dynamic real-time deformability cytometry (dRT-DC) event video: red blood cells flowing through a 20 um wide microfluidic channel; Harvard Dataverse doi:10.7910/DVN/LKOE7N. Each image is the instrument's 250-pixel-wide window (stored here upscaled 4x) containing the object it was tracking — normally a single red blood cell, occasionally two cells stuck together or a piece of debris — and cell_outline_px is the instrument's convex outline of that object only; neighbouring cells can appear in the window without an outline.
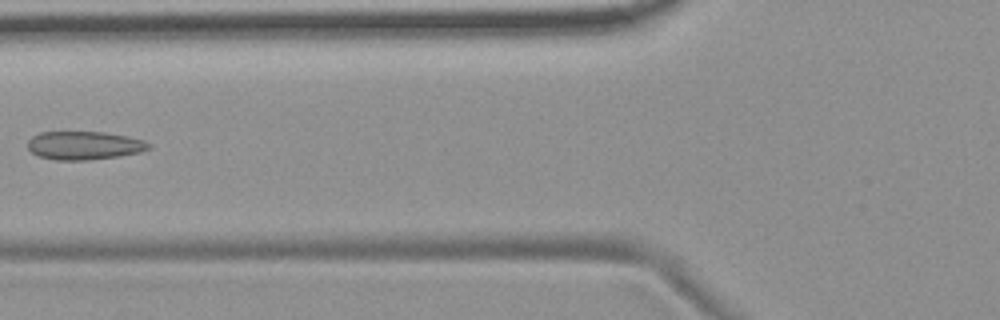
{"species": "common noctule bat (a hibernating species)", "species_latin": "Nyctalus noctula", "temperature_condition": "room temperature", "stored_images_in_passage": 6, "camera_frame_rate_fps": 3000, "um_per_image_px": 0.085, "animal": {"sex": "female", "body_mass_g": 19.9}, "frame": {"image": 1, "passage_image": 6, "time_ms": 6.0, "image_size_px": [1000, 320], "cell_outline_px": [[152, 148], [140, 152], [120, 156], [92, 160], [56, 160], [40, 156], [32, 152], [28, 148], [28, 140], [32, 136], [40, 132], [104, 132], [128, 136], [144, 140], [152, 144]], "centroid_in_image_um": [7.2, 12.36], "position_along_channel_um": 118.6, "area_um2": 20.17}}